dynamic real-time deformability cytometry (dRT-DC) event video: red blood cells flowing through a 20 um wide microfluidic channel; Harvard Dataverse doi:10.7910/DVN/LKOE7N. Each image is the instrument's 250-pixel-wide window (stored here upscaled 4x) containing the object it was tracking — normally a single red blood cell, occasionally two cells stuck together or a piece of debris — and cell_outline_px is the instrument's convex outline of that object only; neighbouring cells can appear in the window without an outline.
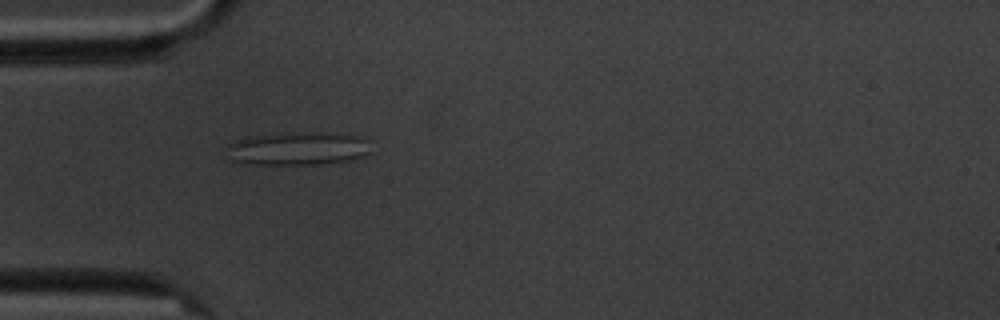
{"species": "common noctule bat (a hibernating species)", "species_latin": "Nyctalus noctula", "temperature_condition": "cold", "stored_images_in_passage": 4, "camera_frame_rate_fps": 3000, "um_per_image_px": 0.085, "animal": {"sex": "male", "body_mass_g": 20.1, "forearm_length_mm": 53.5}, "frame": {"image": 1, "passage_image": 2, "time_ms": 1.0, "image_size_px": [1000, 320], "cell_outline_px": [[368, 152], [364, 156], [348, 160], [324, 164], [252, 164], [228, 160], [224, 148], [228, 144], [236, 140], [248, 136], [292, 132], [320, 132], [356, 136], [368, 140]], "centroid_in_image_um": [25.22, 12.63], "position_along_channel_um": 59.8, "area_um2": 28.15}}
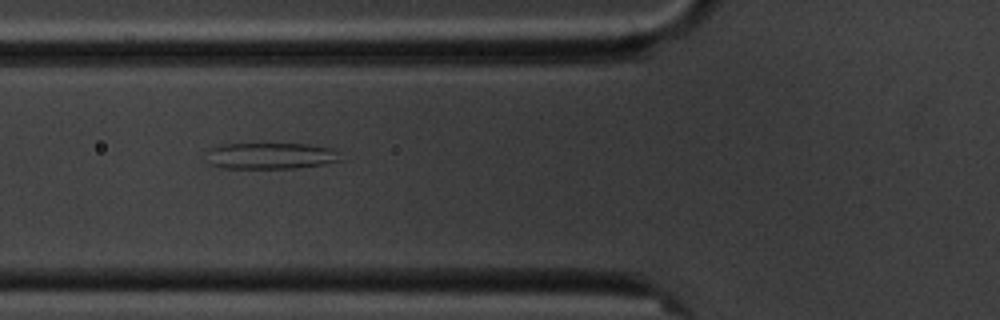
{"frame": {"image": 2, "passage_image": 3, "time_ms": 2.333, "image_size_px": [1000, 320], "cell_outline_px": [[340, 160], [324, 164], [300, 168], [220, 168], [208, 164], [208, 148], [220, 144], [308, 144], [332, 148], [340, 152]], "centroid_in_image_um": [22.99, 13.25], "position_along_channel_um": 102.8, "area_um2": 20.81}}